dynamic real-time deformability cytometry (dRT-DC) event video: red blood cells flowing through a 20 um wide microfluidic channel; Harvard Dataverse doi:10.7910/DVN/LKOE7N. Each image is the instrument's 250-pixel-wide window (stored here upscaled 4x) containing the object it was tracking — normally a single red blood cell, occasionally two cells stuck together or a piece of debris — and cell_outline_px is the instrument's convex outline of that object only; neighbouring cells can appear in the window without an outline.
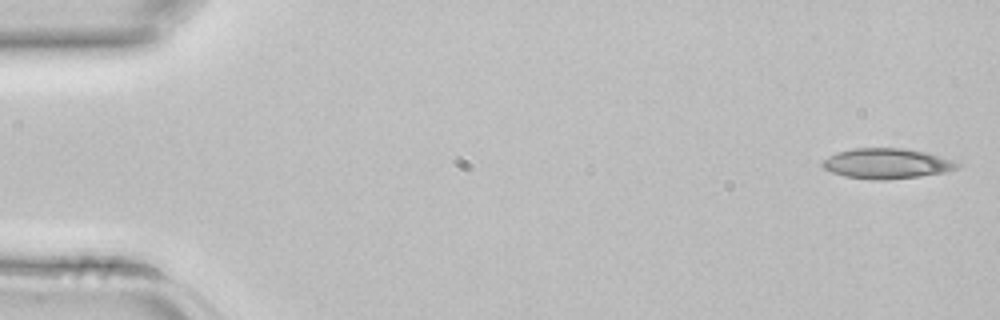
{"species": "common noctule bat (a hibernating species)", "species_latin": "Nyctalus noctula", "temperature_condition": "room temperature", "stored_images_in_passage": 4, "camera_frame_rate_fps": 3000, "um_per_image_px": 0.085, "animal": {"sex": "female", "body_mass_g": 22.7, "forearm_length_mm": 54.2}, "frame": {"image": 1, "passage_image": 1, "time_ms": 0.0, "image_size_px": [1000, 320], "cell_outline_px": [[960, 168], [948, 172], [920, 176], [888, 180], [872, 180], [844, 176], [832, 172], [824, 168], [820, 164], [820, 160], [836, 152], [856, 148], [904, 148], [928, 152], [952, 160], [960, 164]], "centroid_in_image_um": [75.38, 13.9], "position_along_channel_um": 9.6, "area_um2": 24.16}}
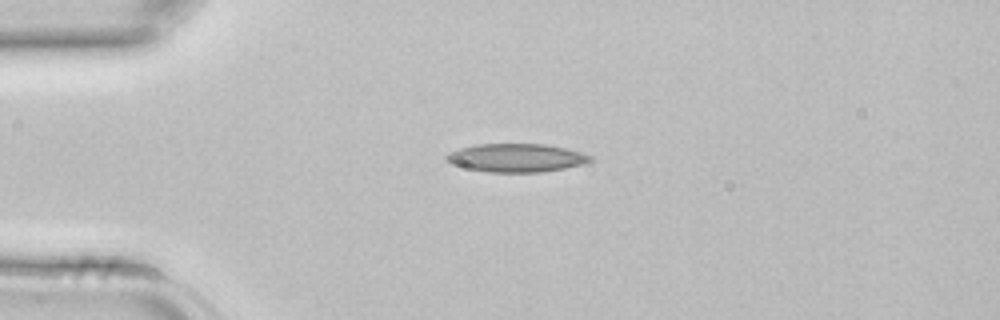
{"frame": {"image": 2, "passage_image": 3, "time_ms": 0.667, "image_size_px": [1000, 320], "cell_outline_px": [[596, 160], [584, 164], [564, 168], [540, 172], [488, 172], [468, 168], [452, 164], [444, 156], [448, 152], [460, 148], [476, 144], [544, 144], [564, 148], [580, 152], [592, 156]], "centroid_in_image_um": [43.91, 13.41], "position_along_channel_um": 41.1, "area_um2": 23.7}}